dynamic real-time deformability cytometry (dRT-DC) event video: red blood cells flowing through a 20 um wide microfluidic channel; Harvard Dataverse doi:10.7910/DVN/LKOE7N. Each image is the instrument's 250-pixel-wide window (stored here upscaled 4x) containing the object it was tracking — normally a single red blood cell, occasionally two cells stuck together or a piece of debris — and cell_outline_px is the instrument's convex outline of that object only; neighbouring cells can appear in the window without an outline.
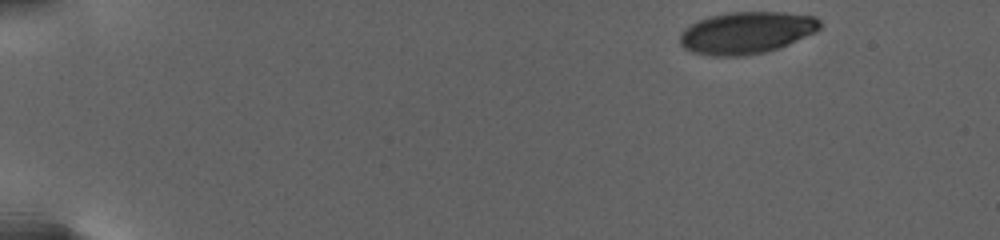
{"species": "human", "species_latin": "Homo sapiens", "temperature_condition": "warm", "stored_images_in_passage": 96, "camera_frame_rate_fps": 3000, "um_per_image_px": 0.085, "donor": {"sex": "female"}, "frame": {"image": 1, "passage_image": 1, "time_ms": 0.0, "image_size_px": [1000, 240], "cell_outline_px": [[820, 28], [816, 32], [780, 48], [764, 52], [744, 56], [712, 56], [692, 52], [684, 48], [680, 44], [680, 32], [684, 28], [700, 20], [712, 16], [728, 12], [784, 12], [816, 16], [820, 20]], "centroid_in_image_um": [63.47, 2.78], "position_along_channel_um": 21.5, "area_um2": 34.39}}
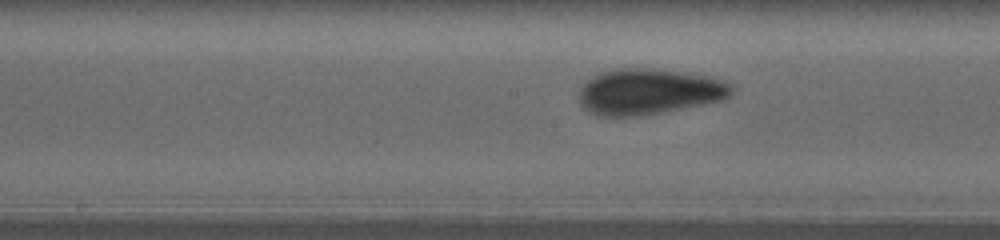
{"frame": {"image": 2, "passage_image": 63, "time_ms": 11.333, "image_size_px": [1000, 240], "cell_outline_px": [[736, 88], [724, 100], [704, 104], [640, 116], [596, 116], [588, 112], [580, 104], [580, 88], [592, 76], [600, 72], [616, 68], [644, 68], [684, 72], [708, 76], [724, 80], [732, 84]], "centroid_in_image_um": [55.16, 7.79], "position_along_channel_um": 193.0, "area_um2": 40.92}}
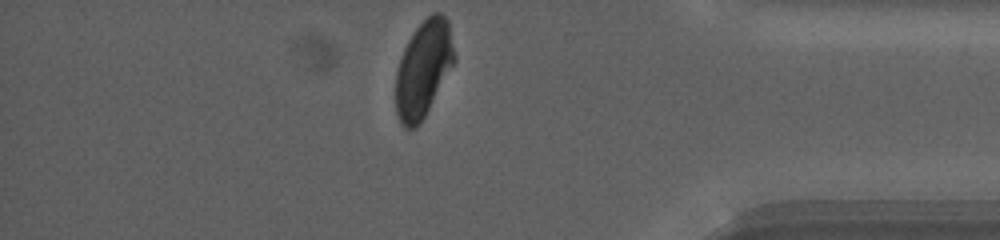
{"frame": {"image": 3, "passage_image": 96, "time_ms": 20.0, "image_size_px": [1000, 240], "cell_outline_px": [[456, 60], [424, 116], [416, 128], [404, 128], [400, 124], [396, 112], [396, 72], [400, 56], [408, 40], [416, 28], [432, 12], [440, 12], [448, 20], [456, 56]], "centroid_in_image_um": [35.99, 5.84], "position_along_channel_um": 399.2, "area_um2": 32.83}, "authors_computed_cell_mechanics": {"area_um2": 37.4544, "velocity_mm_per_s": 2.6469, "shape_relaxation_time_tau1_ms": 5.0956, "shape_relaxation_time_tau2_ms": 1.2591, "deformation_change_tau1": 0.1492, "deformation_change_tau2": 0.0599}}